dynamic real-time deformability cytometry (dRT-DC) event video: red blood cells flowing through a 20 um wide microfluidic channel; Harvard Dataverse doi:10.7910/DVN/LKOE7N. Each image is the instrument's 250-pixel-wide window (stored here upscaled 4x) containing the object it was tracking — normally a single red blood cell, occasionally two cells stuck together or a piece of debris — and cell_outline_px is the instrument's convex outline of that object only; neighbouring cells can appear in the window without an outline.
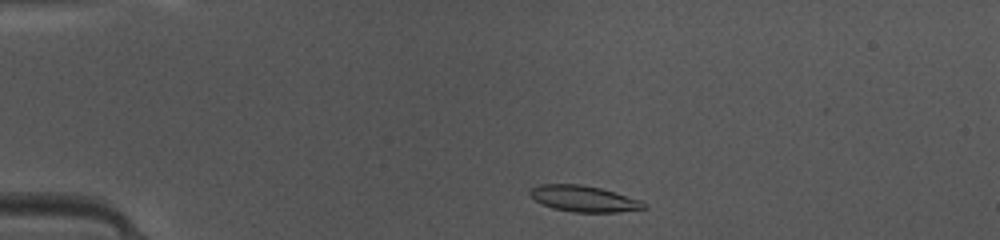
{"species": "common noctule bat (a hibernating species)", "species_latin": "Nyctalus noctula", "temperature_condition": "warm", "stored_images_in_passage": 39, "camera_frame_rate_fps": 3000, "um_per_image_px": 0.085, "animal": {"sex": "female", "body_mass_g": 10.0, "forearm_length_mm": 53.1}, "frame": {"image": 1, "passage_image": 2, "time_ms": 0.333, "image_size_px": [1000, 240], "cell_outline_px": [[648, 208], [616, 212], [572, 212], [552, 208], [536, 200], [528, 192], [532, 188], [540, 184], [580, 184], [600, 188], [616, 192], [640, 200], [648, 204]], "centroid_in_image_um": [49.66, 16.89], "position_along_channel_um": 35.3, "area_um2": 17.28}}
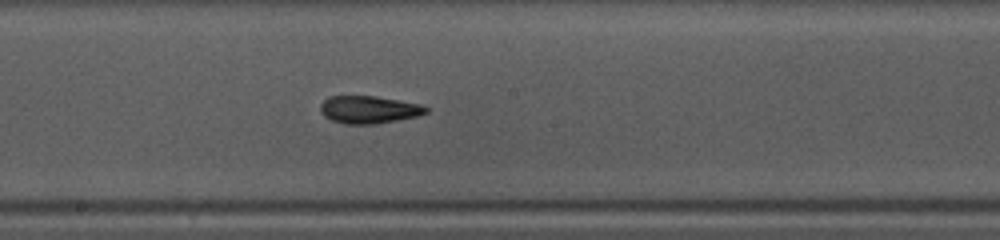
{"frame": {"image": 2, "passage_image": 18, "time_ms": 5.667, "image_size_px": [1000, 240], "cell_outline_px": [[428, 112], [416, 116], [376, 124], [344, 124], [332, 120], [324, 116], [320, 112], [320, 104], [328, 96], [376, 96], [424, 104], [428, 108]], "centroid_in_image_um": [31.35, 9.31], "position_along_channel_um": 216.8, "area_um2": 17.11}}
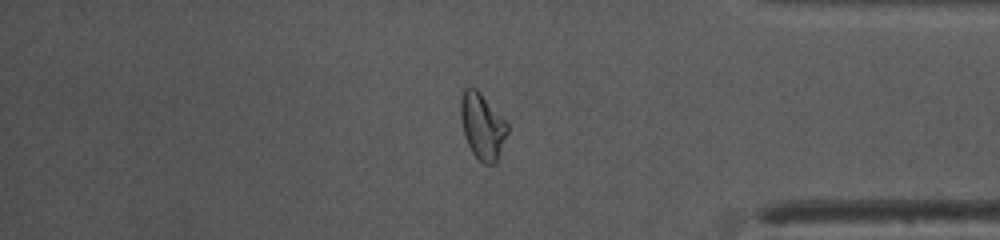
{"frame": {"image": 3, "passage_image": 32, "time_ms": 10.333, "image_size_px": [1000, 240], "cell_outline_px": [[508, 132], [496, 160], [492, 164], [484, 164], [472, 152], [464, 136], [460, 116], [460, 100], [464, 88], [476, 88], [480, 92], [508, 124]], "centroid_in_image_um": [40.97, 10.7], "position_along_channel_um": 394.2, "area_um2": 17.69}, "authors_computed_cell_mechanics": {"area_um2": 17.1088, "velocity_mm_per_s": 4.1803, "shape_relaxation_time_tau1_ms": null, "shape_relaxation_time_tau2_ms": 2.6158, "deformation_change_tau1": null, "deformation_change_tau2": 0.0945}}